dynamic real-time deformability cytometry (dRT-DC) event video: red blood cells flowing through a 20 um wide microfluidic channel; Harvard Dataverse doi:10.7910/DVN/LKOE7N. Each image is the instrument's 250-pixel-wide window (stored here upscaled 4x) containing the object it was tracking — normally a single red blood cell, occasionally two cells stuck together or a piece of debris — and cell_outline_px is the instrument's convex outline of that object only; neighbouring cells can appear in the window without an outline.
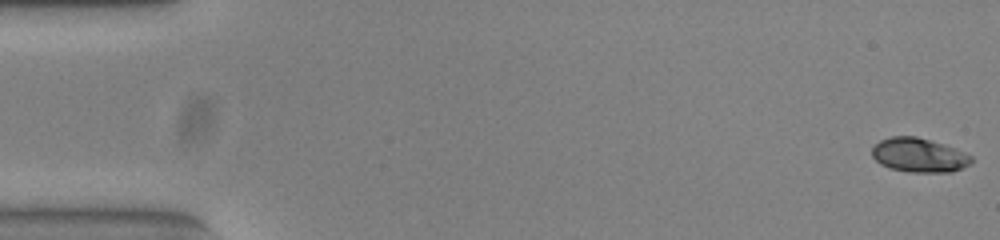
{"species": "common noctule bat (a hibernating species)", "species_latin": "Nyctalus noctula", "temperature_condition": "warm", "stored_images_in_passage": 53, "camera_frame_rate_fps": 3000, "um_per_image_px": 0.085, "animal": {"sex": "female", "body_mass_g": 23.0, "forearm_length_mm": 53.4}, "frame": {"image": 1, "passage_image": 1, "time_ms": 0.0, "image_size_px": [1000, 240], "cell_outline_px": [[972, 160], [968, 164], [952, 172], [908, 172], [888, 168], [880, 164], [872, 156], [872, 148], [880, 140], [892, 136], [916, 136], [956, 148], [972, 156]], "centroid_in_image_um": [78.09, 13.19], "position_along_channel_um": 6.9, "area_um2": 19.71}}
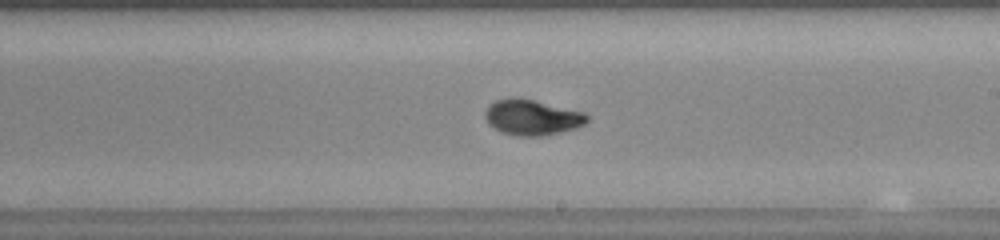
{"frame": {"image": 2, "passage_image": 31, "time_ms": 10.0, "image_size_px": [1000, 240], "cell_outline_px": [[588, 120], [584, 124], [576, 128], [544, 136], [516, 136], [504, 132], [488, 124], [484, 116], [484, 112], [488, 104], [496, 100], [532, 100], [584, 112], [588, 116]], "centroid_in_image_um": [45.23, 10.01], "position_along_channel_um": 243.8, "area_um2": 20.58}}
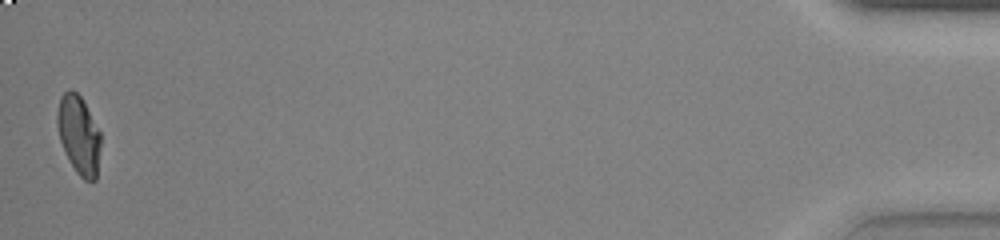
{"frame": {"image": 3, "passage_image": 53, "time_ms": 17.333, "image_size_px": [1000, 240], "cell_outline_px": [[100, 148], [96, 180], [84, 180], [76, 172], [68, 160], [60, 140], [56, 124], [56, 112], [60, 96], [68, 88], [72, 88], [84, 100], [100, 132]], "centroid_in_image_um": [6.67, 11.42], "position_along_channel_um": 428.5, "area_um2": 20.17}, "authors_computed_cell_mechanics": {"area_um2": 20.2878, "velocity_mm_per_s": 3.8452, "shape_relaxation_time_tau1_ms": 4.3539, "shape_relaxation_time_tau2_ms": null, "deformation_change_tau1": 0.191, "deformation_change_tau2": null}}